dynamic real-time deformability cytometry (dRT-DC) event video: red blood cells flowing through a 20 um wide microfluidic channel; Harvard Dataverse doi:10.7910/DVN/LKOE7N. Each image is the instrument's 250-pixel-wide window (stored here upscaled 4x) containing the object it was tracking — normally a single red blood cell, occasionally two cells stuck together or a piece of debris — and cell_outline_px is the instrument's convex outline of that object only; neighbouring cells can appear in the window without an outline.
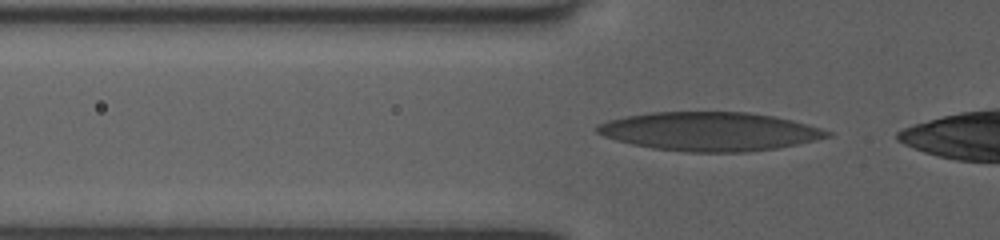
{"species": "human", "species_latin": "Homo sapiens", "temperature_condition": "room temperature", "stored_images_in_passage": 35, "camera_frame_rate_fps": 3000, "um_per_image_px": 0.085, "donor": {"sex": "female"}, "frame": {"image": 1, "passage_image": 8, "time_ms": 2.333, "image_size_px": [1000, 240], "cell_outline_px": [[832, 136], [796, 144], [776, 148], [748, 152], [688, 152], [652, 148], [632, 144], [616, 140], [604, 136], [596, 132], [596, 124], [608, 120], [628, 116], [652, 112], [748, 112], [772, 116], [792, 120], [820, 128], [832, 132]], "centroid_in_image_um": [60.3, 11.17], "position_along_channel_um": 65.5, "area_um2": 51.73}}
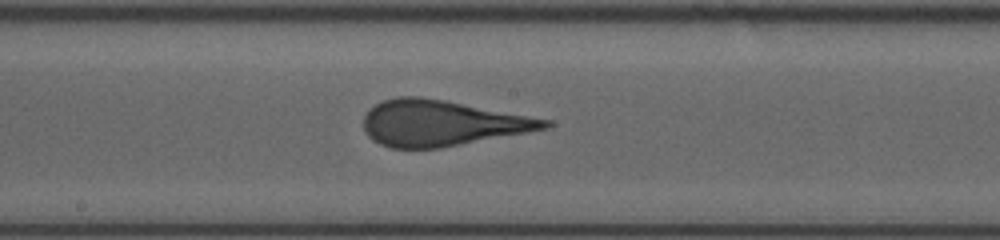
{"frame": {"image": 2, "passage_image": 19, "time_ms": 6.0, "image_size_px": [1000, 240], "cell_outline_px": [[552, 124], [548, 128], [440, 148], [392, 148], [380, 144], [372, 140], [364, 132], [364, 112], [368, 108], [384, 100], [396, 96], [420, 96], [444, 100], [552, 120]], "centroid_in_image_um": [37.49, 10.46], "position_along_channel_um": 210.7, "area_um2": 48.21}}
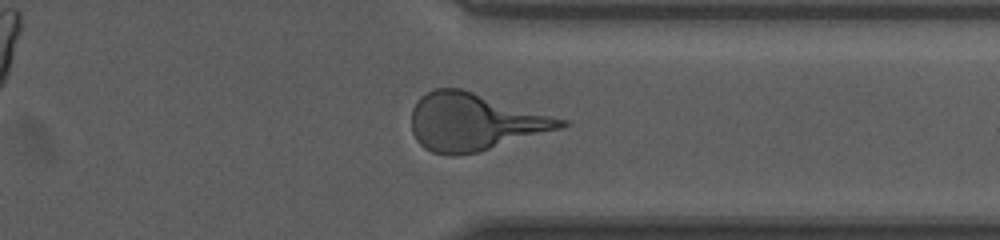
{"frame": {"image": 3, "passage_image": 31, "time_ms": 10.0, "image_size_px": [1000, 240], "cell_outline_px": [[568, 124], [560, 128], [476, 152], [460, 156], [448, 156], [432, 152], [424, 148], [416, 140], [412, 132], [412, 108], [416, 100], [420, 96], [436, 88], [460, 88], [568, 120]], "centroid_in_image_um": [40.26, 10.36], "position_along_channel_um": 371.1, "area_um2": 49.42}}